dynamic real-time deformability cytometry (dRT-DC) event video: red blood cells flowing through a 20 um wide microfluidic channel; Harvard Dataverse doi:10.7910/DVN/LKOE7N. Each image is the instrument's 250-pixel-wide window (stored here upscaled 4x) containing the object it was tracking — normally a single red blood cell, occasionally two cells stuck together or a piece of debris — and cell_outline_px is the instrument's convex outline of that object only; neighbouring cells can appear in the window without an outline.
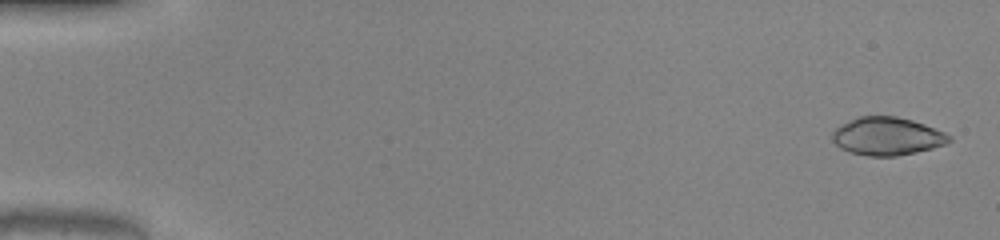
{"species": "common noctule bat (a hibernating species)", "species_latin": "Nyctalus noctula", "temperature_condition": "warm", "stored_images_in_passage": 51, "camera_frame_rate_fps": 3000, "um_per_image_px": 0.085, "animal": {"sex": "male", "body_mass_g": 20.0, "forearm_length_mm": 53.3}, "frame": {"image": 1, "passage_image": 2, "time_ms": 0.333, "image_size_px": [1000, 240], "cell_outline_px": [[952, 140], [948, 144], [916, 152], [896, 156], [868, 156], [852, 152], [840, 148], [832, 140], [832, 132], [840, 124], [860, 116], [896, 116], [912, 120], [924, 124], [944, 132], [952, 136]], "centroid_in_image_um": [75.42, 11.58], "position_along_channel_um": 9.6, "area_um2": 25.89}}
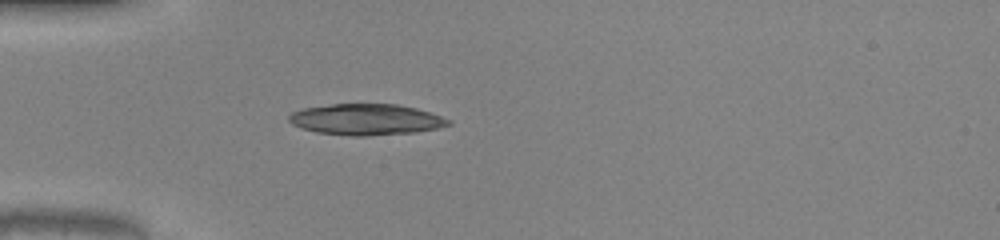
{"frame": {"image": 2, "passage_image": 16, "time_ms": 5.0, "image_size_px": [1000, 240], "cell_outline_px": [[452, 124], [436, 128], [416, 132], [364, 136], [352, 136], [316, 132], [300, 128], [292, 124], [288, 120], [288, 116], [292, 112], [304, 108], [332, 104], [396, 104], [416, 108], [452, 120]], "centroid_in_image_um": [31.1, 10.16], "position_along_channel_um": 53.9, "area_um2": 28.84}}
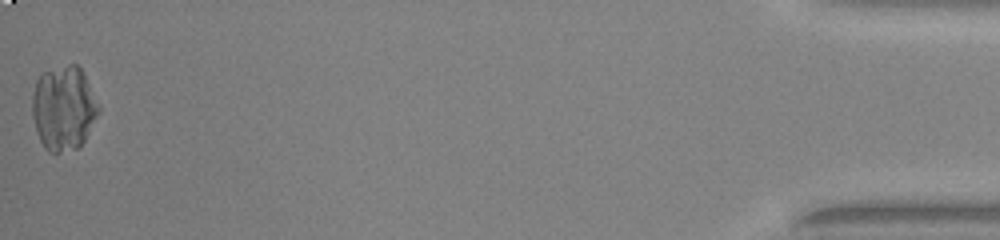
{"frame": {"image": 3, "passage_image": 51, "time_ms": 16.667, "image_size_px": [1000, 240], "cell_outline_px": [[100, 112], [84, 140], [76, 148], [60, 152], [48, 152], [44, 148], [40, 140], [32, 116], [32, 96], [36, 80], [44, 72], [68, 64], [76, 64], [84, 72], [100, 108]], "centroid_in_image_um": [5.41, 9.18], "position_along_channel_um": 429.8, "area_um2": 32.54}}